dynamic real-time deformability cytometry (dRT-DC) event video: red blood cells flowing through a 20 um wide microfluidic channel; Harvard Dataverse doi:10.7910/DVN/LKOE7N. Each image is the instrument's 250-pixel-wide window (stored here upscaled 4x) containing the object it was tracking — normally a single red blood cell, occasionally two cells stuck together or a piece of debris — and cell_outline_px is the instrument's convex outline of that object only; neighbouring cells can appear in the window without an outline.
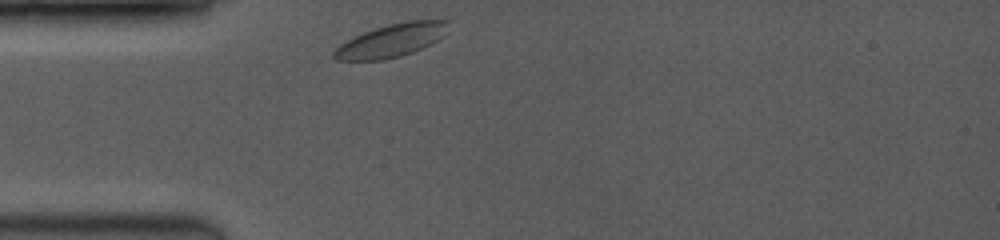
{"species": "common noctule bat (a hibernating species)", "species_latin": "Nyctalus noctula", "temperature_condition": "room temperature", "stored_images_in_passage": 17, "camera_frame_rate_fps": 3500, "um_per_image_px": 0.085, "animal": {"sex": "female", "body_mass_g": 19.0, "forearm_length_mm": 53.3}, "frame": {"image": 1, "passage_image": 1, "time_ms": 0.0, "image_size_px": [1000, 240], "cell_outline_px": [[452, 20], [444, 36], [412, 52], [400, 56], [380, 60], [336, 60], [332, 56], [332, 52], [340, 44], [364, 32], [388, 24], [408, 20]], "centroid_in_image_um": [33.29, 3.42], "position_along_channel_um": 51.7, "area_um2": 21.85}}
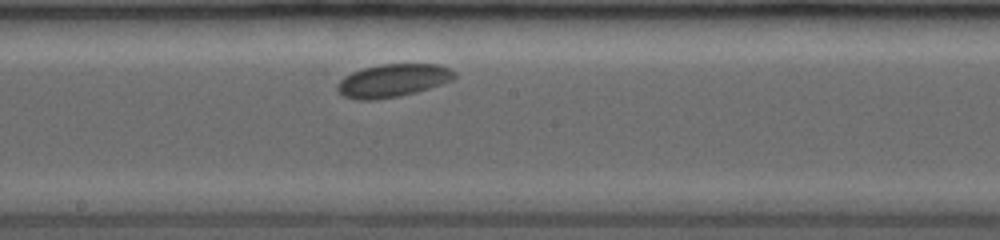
{"frame": {"image": 2, "passage_image": 11, "time_ms": 4.571, "image_size_px": [1000, 240], "cell_outline_px": [[456, 76], [452, 80], [416, 92], [400, 96], [372, 100], [352, 100], [336, 92], [336, 84], [344, 76], [352, 72], [364, 68], [380, 64], [440, 64], [452, 68], [456, 72]], "centroid_in_image_um": [33.37, 6.85], "position_along_channel_um": 214.8, "area_um2": 22.77}}
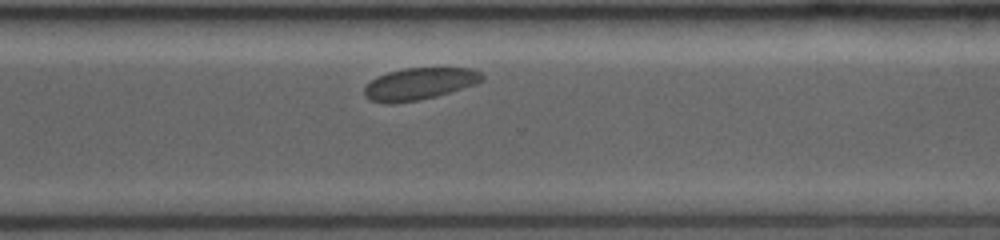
{"frame": {"image": 3, "passage_image": 17, "time_ms": 7.714, "image_size_px": [1000, 240], "cell_outline_px": [[484, 80], [476, 84], [436, 96], [416, 100], [372, 100], [364, 96], [364, 88], [376, 76], [388, 72], [404, 68], [472, 68], [480, 72], [484, 76]], "centroid_in_image_um": [35.73, 7.06], "position_along_channel_um": 334.9, "area_um2": 21.15}}